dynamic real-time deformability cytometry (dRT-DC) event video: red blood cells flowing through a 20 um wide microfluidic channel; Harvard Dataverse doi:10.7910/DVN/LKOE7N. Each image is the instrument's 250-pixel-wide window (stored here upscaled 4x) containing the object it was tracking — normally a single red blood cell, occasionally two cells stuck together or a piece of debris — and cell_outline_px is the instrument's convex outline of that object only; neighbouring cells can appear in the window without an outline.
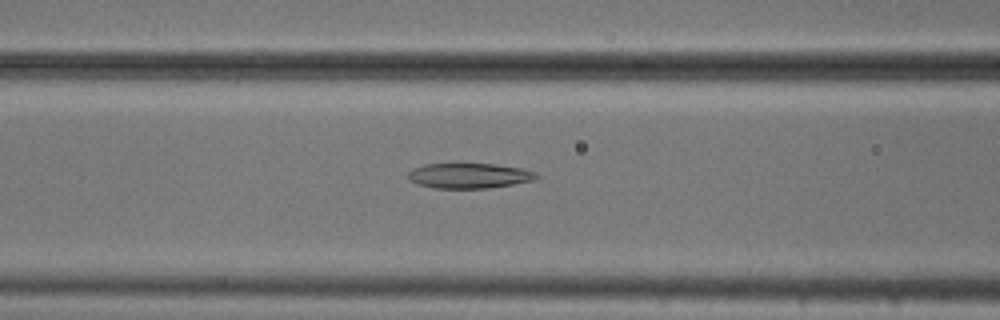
{"species": "common noctule bat (a hibernating species)", "species_latin": "Nyctalus noctula", "temperature_condition": "cold", "stored_images_in_passage": 53, "camera_frame_rate_fps": 3000, "um_per_image_px": 0.085, "animal": {"sex": "male", "body_mass_g": 20.5, "forearm_length_mm": 52.5}, "frame": {"image": 1, "passage_image": 21, "time_ms": 6.667, "image_size_px": [1000, 320], "cell_outline_px": [[540, 176], [536, 180], [488, 188], [436, 188], [420, 184], [408, 180], [408, 172], [412, 168], [424, 164], [496, 164], [520, 168], [536, 172]], "centroid_in_image_um": [39.89, 14.93], "position_along_channel_um": 126.7, "area_um2": 18.79}}
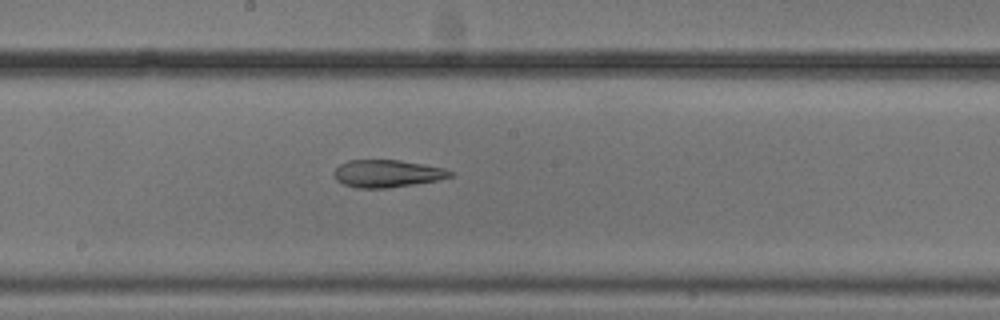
{"frame": {"image": 2, "passage_image": 28, "time_ms": 9.0, "image_size_px": [1000, 320], "cell_outline_px": [[452, 176], [436, 180], [388, 188], [356, 188], [344, 184], [336, 180], [332, 176], [332, 172], [340, 164], [348, 160], [400, 160], [444, 168], [452, 172]], "centroid_in_image_um": [32.84, 14.75], "position_along_channel_um": 215.4, "area_um2": 18.5}}
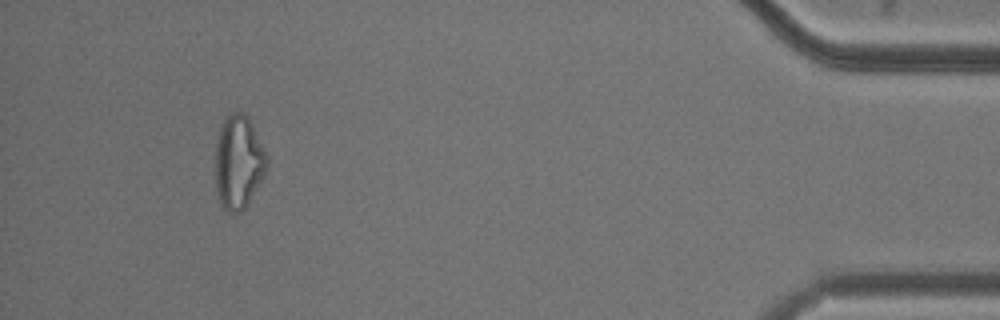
{"frame": {"image": 3, "passage_image": 49, "time_ms": 16.0, "image_size_px": [1000, 320], "cell_outline_px": [[268, 168], [264, 176], [244, 208], [240, 212], [228, 212], [224, 208], [220, 200], [216, 188], [216, 144], [220, 128], [224, 116], [232, 112], [240, 112], [248, 116], [268, 156]], "centroid_in_image_um": [20.29, 13.74], "position_along_channel_um": 414.9, "area_um2": 27.98}, "authors_computed_cell_mechanics": {"area_um2": 22.7154, "velocity_mm_per_s": 3.7776, "shape_relaxation_time_tau1_ms": 5.9057, "shape_relaxation_time_tau2_ms": 4.6711, "deformation_change_tau1": 0.1521, "deformation_change_tau2": 0.157}}